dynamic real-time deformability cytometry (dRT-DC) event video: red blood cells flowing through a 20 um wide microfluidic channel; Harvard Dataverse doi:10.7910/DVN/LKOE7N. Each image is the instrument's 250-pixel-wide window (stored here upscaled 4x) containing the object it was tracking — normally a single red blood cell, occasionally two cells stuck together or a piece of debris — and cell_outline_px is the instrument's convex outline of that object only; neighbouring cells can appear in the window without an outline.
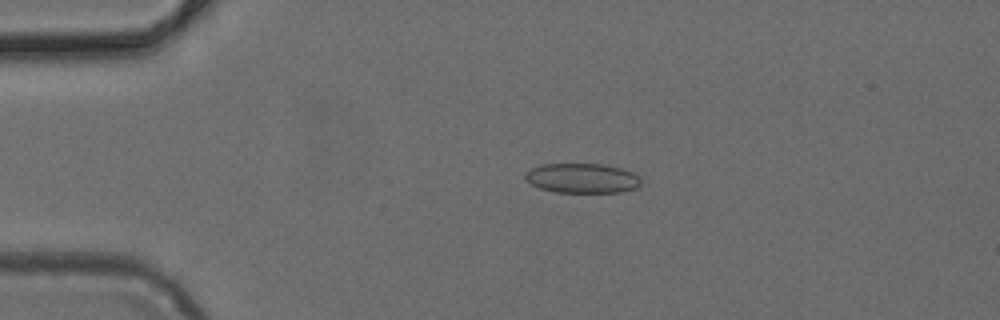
{"species": "common noctule bat (a hibernating species)", "species_latin": "Nyctalus noctula", "temperature_condition": "cold", "stored_images_in_passage": 5, "camera_frame_rate_fps": 3000, "um_per_image_px": 0.085, "animal": {"sex": "female", "body_mass_g": 24.6, "forearm_length_mm": 56.2}, "frame": {"image": 1, "passage_image": 3, "time_ms": 0.667, "image_size_px": [1000, 320], "cell_outline_px": [[640, 184], [636, 188], [620, 192], [556, 192], [540, 188], [532, 184], [524, 176], [524, 172], [540, 164], [604, 164], [620, 168], [632, 172], [640, 180]], "centroid_in_image_um": [49.46, 15.14], "position_along_channel_um": 35.5, "area_um2": 19.88}}